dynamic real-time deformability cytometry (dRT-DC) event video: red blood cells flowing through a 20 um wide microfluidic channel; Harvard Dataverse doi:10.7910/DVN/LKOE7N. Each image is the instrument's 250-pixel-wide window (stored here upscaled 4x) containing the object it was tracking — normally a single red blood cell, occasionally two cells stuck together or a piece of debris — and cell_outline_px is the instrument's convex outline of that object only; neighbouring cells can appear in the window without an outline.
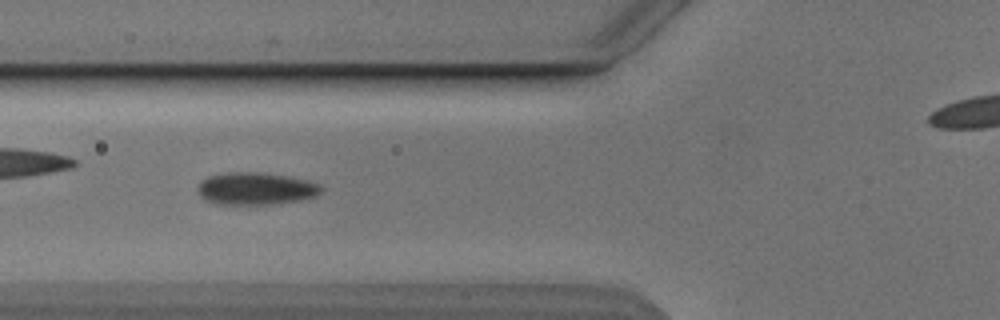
{"species": "Egyptian fruit bat (a non-hibernating species)", "species_latin": "Rousettus aegyptiacus", "temperature_condition": "cold", "stored_images_in_passage": 6, "camera_frame_rate_fps": 3000, "um_per_image_px": 0.085, "animal": {"sex": "male"}, "frame": {"image": 1, "passage_image": 5, "time_ms": 4.667, "image_size_px": [1000, 320], "cell_outline_px": [[324, 188], [316, 196], [304, 200], [272, 204], [220, 204], [204, 200], [200, 196], [200, 180], [208, 176], [228, 172], [260, 172], [288, 176], [308, 180], [320, 184]], "centroid_in_image_um": [21.79, 16.03], "position_along_channel_um": 104.0, "area_um2": 23.41}}